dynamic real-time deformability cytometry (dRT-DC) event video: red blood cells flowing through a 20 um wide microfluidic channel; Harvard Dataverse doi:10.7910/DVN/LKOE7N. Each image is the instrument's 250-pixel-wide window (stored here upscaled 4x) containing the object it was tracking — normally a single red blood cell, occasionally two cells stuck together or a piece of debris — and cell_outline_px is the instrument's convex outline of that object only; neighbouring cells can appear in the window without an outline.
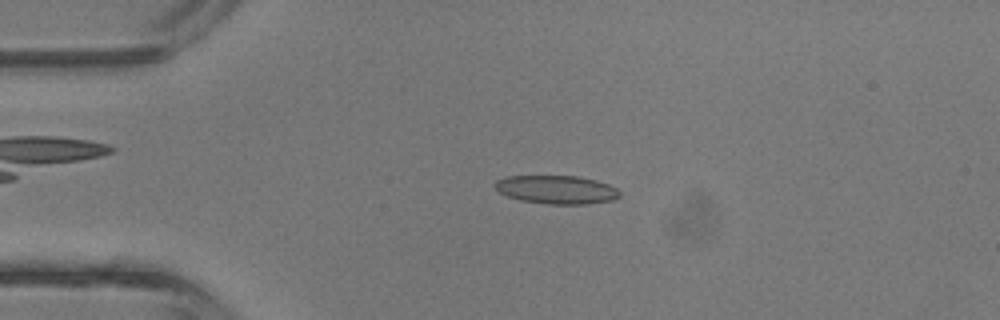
{"species": "common noctule bat (a hibernating species)", "species_latin": "Nyctalus noctula", "temperature_condition": "room temperature", "stored_images_in_passage": 42, "camera_frame_rate_fps": 3000, "um_per_image_px": 0.085, "animal": {"sex": "male", "body_mass_g": 13.3}, "frame": {"image": 1, "passage_image": 9, "time_ms": 2.667, "image_size_px": [1000, 320], "cell_outline_px": [[620, 196], [612, 200], [588, 204], [548, 204], [520, 200], [508, 196], [500, 192], [492, 184], [496, 180], [508, 176], [576, 176], [596, 180], [608, 184], [616, 188], [620, 192]], "centroid_in_image_um": [47.3, 16.12], "position_along_channel_um": 37.7, "area_um2": 20.63}}
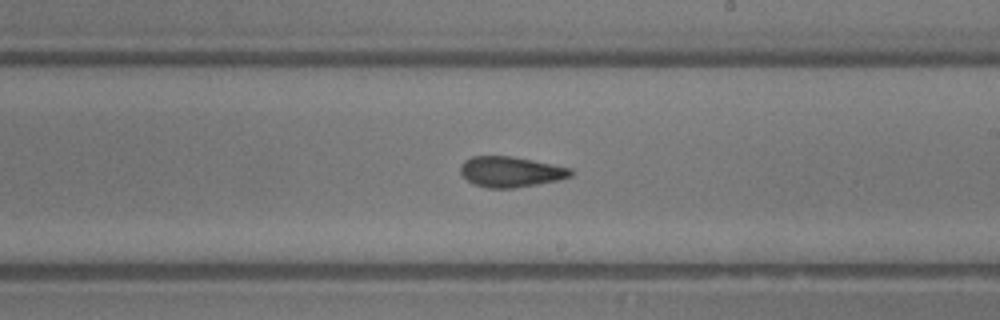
{"frame": {"image": 2, "passage_image": 24, "time_ms": 7.667, "image_size_px": [1000, 320], "cell_outline_px": [[572, 176], [556, 180], [536, 184], [512, 188], [488, 188], [472, 184], [460, 172], [460, 164], [464, 160], [472, 156], [512, 156], [572, 168]], "centroid_in_image_um": [43.37, 14.59], "position_along_channel_um": 245.6, "area_um2": 19.54}}
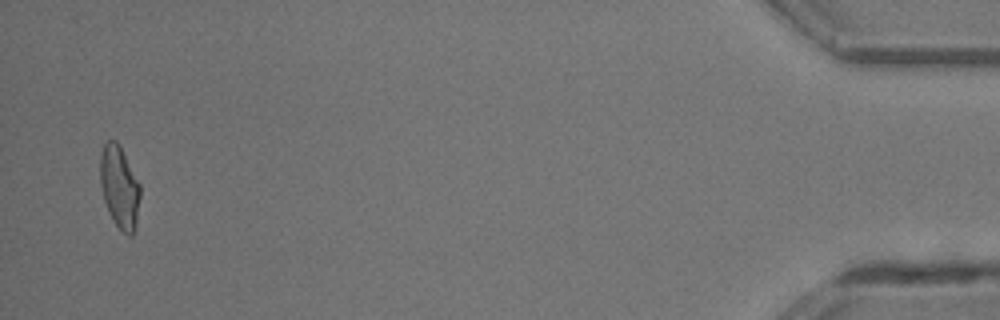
{"frame": {"image": 3, "passage_image": 41, "time_ms": 13.333, "image_size_px": [1000, 320], "cell_outline_px": [[140, 196], [136, 228], [132, 236], [128, 236], [112, 220], [108, 212], [104, 200], [100, 184], [100, 152], [104, 144], [108, 140], [116, 140], [140, 184]], "centroid_in_image_um": [10.15, 15.93], "position_along_channel_um": 425.1, "area_um2": 19.19}, "authors_computed_cell_mechanics": {"area_um2": 19.7965, "velocity_mm_per_s": 4.7919, "shape_relaxation_time_tau1_ms": 9.7756, "shape_relaxation_time_tau2_ms": 1.7484, "deformation_change_tau1": 0.2328, "deformation_change_tau2": 0.0833}}